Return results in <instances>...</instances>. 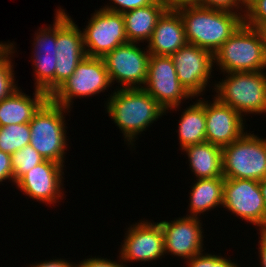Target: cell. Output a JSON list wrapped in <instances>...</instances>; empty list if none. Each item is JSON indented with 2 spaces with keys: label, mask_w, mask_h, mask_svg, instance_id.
<instances>
[{
  "label": "cell",
  "mask_w": 266,
  "mask_h": 267,
  "mask_svg": "<svg viewBox=\"0 0 266 267\" xmlns=\"http://www.w3.org/2000/svg\"><path fill=\"white\" fill-rule=\"evenodd\" d=\"M105 101L108 116L119 127L128 146L166 111L143 88H116Z\"/></svg>",
  "instance_id": "obj_1"
},
{
  "label": "cell",
  "mask_w": 266,
  "mask_h": 267,
  "mask_svg": "<svg viewBox=\"0 0 266 267\" xmlns=\"http://www.w3.org/2000/svg\"><path fill=\"white\" fill-rule=\"evenodd\" d=\"M178 11L187 43L206 49L213 55L244 23L241 14L225 10L194 6Z\"/></svg>",
  "instance_id": "obj_2"
},
{
  "label": "cell",
  "mask_w": 266,
  "mask_h": 267,
  "mask_svg": "<svg viewBox=\"0 0 266 267\" xmlns=\"http://www.w3.org/2000/svg\"><path fill=\"white\" fill-rule=\"evenodd\" d=\"M214 67L221 72H256L266 69L264 31L243 23L214 53ZM216 63V64H215Z\"/></svg>",
  "instance_id": "obj_3"
},
{
  "label": "cell",
  "mask_w": 266,
  "mask_h": 267,
  "mask_svg": "<svg viewBox=\"0 0 266 267\" xmlns=\"http://www.w3.org/2000/svg\"><path fill=\"white\" fill-rule=\"evenodd\" d=\"M50 98L40 107L29 122L30 145L45 160L64 165L67 151V130L64 113L70 112Z\"/></svg>",
  "instance_id": "obj_4"
},
{
  "label": "cell",
  "mask_w": 266,
  "mask_h": 267,
  "mask_svg": "<svg viewBox=\"0 0 266 267\" xmlns=\"http://www.w3.org/2000/svg\"><path fill=\"white\" fill-rule=\"evenodd\" d=\"M224 79L213 84L215 97L234 108L243 118L248 114H266V73H225Z\"/></svg>",
  "instance_id": "obj_5"
},
{
  "label": "cell",
  "mask_w": 266,
  "mask_h": 267,
  "mask_svg": "<svg viewBox=\"0 0 266 267\" xmlns=\"http://www.w3.org/2000/svg\"><path fill=\"white\" fill-rule=\"evenodd\" d=\"M223 177L232 179L266 178V139L248 131L222 148Z\"/></svg>",
  "instance_id": "obj_6"
},
{
  "label": "cell",
  "mask_w": 266,
  "mask_h": 267,
  "mask_svg": "<svg viewBox=\"0 0 266 267\" xmlns=\"http://www.w3.org/2000/svg\"><path fill=\"white\" fill-rule=\"evenodd\" d=\"M103 57L86 56L75 72L49 97L53 102L73 108L74 97H89L108 91L112 87ZM72 105V107H71Z\"/></svg>",
  "instance_id": "obj_7"
},
{
  "label": "cell",
  "mask_w": 266,
  "mask_h": 267,
  "mask_svg": "<svg viewBox=\"0 0 266 267\" xmlns=\"http://www.w3.org/2000/svg\"><path fill=\"white\" fill-rule=\"evenodd\" d=\"M138 46L128 42L103 57L110 81L119 83V89L143 88L146 83L150 52Z\"/></svg>",
  "instance_id": "obj_8"
},
{
  "label": "cell",
  "mask_w": 266,
  "mask_h": 267,
  "mask_svg": "<svg viewBox=\"0 0 266 267\" xmlns=\"http://www.w3.org/2000/svg\"><path fill=\"white\" fill-rule=\"evenodd\" d=\"M143 89L165 110L177 111L181 101L194 97L177 78L171 56L150 54L147 80ZM173 109V110H172Z\"/></svg>",
  "instance_id": "obj_9"
},
{
  "label": "cell",
  "mask_w": 266,
  "mask_h": 267,
  "mask_svg": "<svg viewBox=\"0 0 266 267\" xmlns=\"http://www.w3.org/2000/svg\"><path fill=\"white\" fill-rule=\"evenodd\" d=\"M245 222L266 231V209L260 182L252 179L224 178L223 208Z\"/></svg>",
  "instance_id": "obj_10"
},
{
  "label": "cell",
  "mask_w": 266,
  "mask_h": 267,
  "mask_svg": "<svg viewBox=\"0 0 266 267\" xmlns=\"http://www.w3.org/2000/svg\"><path fill=\"white\" fill-rule=\"evenodd\" d=\"M55 90L75 72L78 64L87 56L82 31L64 9L56 10Z\"/></svg>",
  "instance_id": "obj_11"
},
{
  "label": "cell",
  "mask_w": 266,
  "mask_h": 267,
  "mask_svg": "<svg viewBox=\"0 0 266 267\" xmlns=\"http://www.w3.org/2000/svg\"><path fill=\"white\" fill-rule=\"evenodd\" d=\"M81 31L89 57H104L116 47L128 43L123 15L103 8L91 14L86 28Z\"/></svg>",
  "instance_id": "obj_12"
},
{
  "label": "cell",
  "mask_w": 266,
  "mask_h": 267,
  "mask_svg": "<svg viewBox=\"0 0 266 267\" xmlns=\"http://www.w3.org/2000/svg\"><path fill=\"white\" fill-rule=\"evenodd\" d=\"M179 82L195 98L203 96L210 85L214 57L211 52L187 43L171 55ZM204 91V92H203Z\"/></svg>",
  "instance_id": "obj_13"
},
{
  "label": "cell",
  "mask_w": 266,
  "mask_h": 267,
  "mask_svg": "<svg viewBox=\"0 0 266 267\" xmlns=\"http://www.w3.org/2000/svg\"><path fill=\"white\" fill-rule=\"evenodd\" d=\"M141 221V222H140ZM130 225L121 243L119 256L125 263L153 262L162 259L164 252V236L159 222L140 220Z\"/></svg>",
  "instance_id": "obj_14"
},
{
  "label": "cell",
  "mask_w": 266,
  "mask_h": 267,
  "mask_svg": "<svg viewBox=\"0 0 266 267\" xmlns=\"http://www.w3.org/2000/svg\"><path fill=\"white\" fill-rule=\"evenodd\" d=\"M64 167L57 162L44 160L25 173L15 185L24 195L38 202L54 205L59 202V198L63 200L65 195L62 187Z\"/></svg>",
  "instance_id": "obj_15"
},
{
  "label": "cell",
  "mask_w": 266,
  "mask_h": 267,
  "mask_svg": "<svg viewBox=\"0 0 266 267\" xmlns=\"http://www.w3.org/2000/svg\"><path fill=\"white\" fill-rule=\"evenodd\" d=\"M197 217H177L160 221L164 236V252L181 259H191L204 251L202 222Z\"/></svg>",
  "instance_id": "obj_16"
},
{
  "label": "cell",
  "mask_w": 266,
  "mask_h": 267,
  "mask_svg": "<svg viewBox=\"0 0 266 267\" xmlns=\"http://www.w3.org/2000/svg\"><path fill=\"white\" fill-rule=\"evenodd\" d=\"M204 110L207 142L223 148L245 133L246 118L234 108L221 103L215 96L212 102L204 99Z\"/></svg>",
  "instance_id": "obj_17"
},
{
  "label": "cell",
  "mask_w": 266,
  "mask_h": 267,
  "mask_svg": "<svg viewBox=\"0 0 266 267\" xmlns=\"http://www.w3.org/2000/svg\"><path fill=\"white\" fill-rule=\"evenodd\" d=\"M187 44L183 20L177 10H166L148 41L150 54L171 56Z\"/></svg>",
  "instance_id": "obj_18"
},
{
  "label": "cell",
  "mask_w": 266,
  "mask_h": 267,
  "mask_svg": "<svg viewBox=\"0 0 266 267\" xmlns=\"http://www.w3.org/2000/svg\"><path fill=\"white\" fill-rule=\"evenodd\" d=\"M20 88L0 101V127L29 123L40 107L49 99V96L41 90L35 89L34 96L31 98Z\"/></svg>",
  "instance_id": "obj_19"
},
{
  "label": "cell",
  "mask_w": 266,
  "mask_h": 267,
  "mask_svg": "<svg viewBox=\"0 0 266 267\" xmlns=\"http://www.w3.org/2000/svg\"><path fill=\"white\" fill-rule=\"evenodd\" d=\"M166 10L165 4L162 1L156 0L151 5L123 13L128 42H148L158 20Z\"/></svg>",
  "instance_id": "obj_20"
},
{
  "label": "cell",
  "mask_w": 266,
  "mask_h": 267,
  "mask_svg": "<svg viewBox=\"0 0 266 267\" xmlns=\"http://www.w3.org/2000/svg\"><path fill=\"white\" fill-rule=\"evenodd\" d=\"M189 168L197 179L223 177L222 147L207 141L185 147Z\"/></svg>",
  "instance_id": "obj_21"
},
{
  "label": "cell",
  "mask_w": 266,
  "mask_h": 267,
  "mask_svg": "<svg viewBox=\"0 0 266 267\" xmlns=\"http://www.w3.org/2000/svg\"><path fill=\"white\" fill-rule=\"evenodd\" d=\"M196 180L190 191L189 213L186 216L199 218L201 213L223 206L224 177Z\"/></svg>",
  "instance_id": "obj_22"
},
{
  "label": "cell",
  "mask_w": 266,
  "mask_h": 267,
  "mask_svg": "<svg viewBox=\"0 0 266 267\" xmlns=\"http://www.w3.org/2000/svg\"><path fill=\"white\" fill-rule=\"evenodd\" d=\"M178 123V140L181 150L189 145L206 141V118L204 98H199L187 107L182 113Z\"/></svg>",
  "instance_id": "obj_23"
},
{
  "label": "cell",
  "mask_w": 266,
  "mask_h": 267,
  "mask_svg": "<svg viewBox=\"0 0 266 267\" xmlns=\"http://www.w3.org/2000/svg\"><path fill=\"white\" fill-rule=\"evenodd\" d=\"M32 65L35 76V89L41 90L49 97L55 92V70L57 54H42L33 56Z\"/></svg>",
  "instance_id": "obj_24"
},
{
  "label": "cell",
  "mask_w": 266,
  "mask_h": 267,
  "mask_svg": "<svg viewBox=\"0 0 266 267\" xmlns=\"http://www.w3.org/2000/svg\"><path fill=\"white\" fill-rule=\"evenodd\" d=\"M29 123L10 124L0 127V150L12 155L30 144Z\"/></svg>",
  "instance_id": "obj_25"
},
{
  "label": "cell",
  "mask_w": 266,
  "mask_h": 267,
  "mask_svg": "<svg viewBox=\"0 0 266 267\" xmlns=\"http://www.w3.org/2000/svg\"><path fill=\"white\" fill-rule=\"evenodd\" d=\"M14 43H3L0 46V101L8 97L13 91L18 88L15 82L14 65L12 63L14 50Z\"/></svg>",
  "instance_id": "obj_26"
},
{
  "label": "cell",
  "mask_w": 266,
  "mask_h": 267,
  "mask_svg": "<svg viewBox=\"0 0 266 267\" xmlns=\"http://www.w3.org/2000/svg\"><path fill=\"white\" fill-rule=\"evenodd\" d=\"M45 159L30 144L11 155L14 184L30 169Z\"/></svg>",
  "instance_id": "obj_27"
},
{
  "label": "cell",
  "mask_w": 266,
  "mask_h": 267,
  "mask_svg": "<svg viewBox=\"0 0 266 267\" xmlns=\"http://www.w3.org/2000/svg\"><path fill=\"white\" fill-rule=\"evenodd\" d=\"M33 55L40 56L42 54H57L56 49V15L53 26L39 28L35 33L33 41Z\"/></svg>",
  "instance_id": "obj_28"
},
{
  "label": "cell",
  "mask_w": 266,
  "mask_h": 267,
  "mask_svg": "<svg viewBox=\"0 0 266 267\" xmlns=\"http://www.w3.org/2000/svg\"><path fill=\"white\" fill-rule=\"evenodd\" d=\"M244 23L266 31V0H251L247 4Z\"/></svg>",
  "instance_id": "obj_29"
},
{
  "label": "cell",
  "mask_w": 266,
  "mask_h": 267,
  "mask_svg": "<svg viewBox=\"0 0 266 267\" xmlns=\"http://www.w3.org/2000/svg\"><path fill=\"white\" fill-rule=\"evenodd\" d=\"M187 267H240L238 263L215 254L200 253L185 261Z\"/></svg>",
  "instance_id": "obj_30"
},
{
  "label": "cell",
  "mask_w": 266,
  "mask_h": 267,
  "mask_svg": "<svg viewBox=\"0 0 266 267\" xmlns=\"http://www.w3.org/2000/svg\"><path fill=\"white\" fill-rule=\"evenodd\" d=\"M200 6L234 13L238 12V14H241L243 17L245 16L247 8V5L243 0H200Z\"/></svg>",
  "instance_id": "obj_31"
},
{
  "label": "cell",
  "mask_w": 266,
  "mask_h": 267,
  "mask_svg": "<svg viewBox=\"0 0 266 267\" xmlns=\"http://www.w3.org/2000/svg\"><path fill=\"white\" fill-rule=\"evenodd\" d=\"M109 1H111V3H109L110 5L103 6L102 7L103 9L123 14L125 12L134 10L139 7L151 5L156 0H109Z\"/></svg>",
  "instance_id": "obj_32"
},
{
  "label": "cell",
  "mask_w": 266,
  "mask_h": 267,
  "mask_svg": "<svg viewBox=\"0 0 266 267\" xmlns=\"http://www.w3.org/2000/svg\"><path fill=\"white\" fill-rule=\"evenodd\" d=\"M119 259L118 261H113L107 258H102L98 256L96 258V256H91L90 258L84 259V261L82 260L81 262L79 261L77 263L78 267H128L124 264L125 262L121 259L120 256Z\"/></svg>",
  "instance_id": "obj_33"
},
{
  "label": "cell",
  "mask_w": 266,
  "mask_h": 267,
  "mask_svg": "<svg viewBox=\"0 0 266 267\" xmlns=\"http://www.w3.org/2000/svg\"><path fill=\"white\" fill-rule=\"evenodd\" d=\"M7 179L14 183L11 155L0 150V182Z\"/></svg>",
  "instance_id": "obj_34"
},
{
  "label": "cell",
  "mask_w": 266,
  "mask_h": 267,
  "mask_svg": "<svg viewBox=\"0 0 266 267\" xmlns=\"http://www.w3.org/2000/svg\"><path fill=\"white\" fill-rule=\"evenodd\" d=\"M168 10H179L184 7L200 6V0H163Z\"/></svg>",
  "instance_id": "obj_35"
},
{
  "label": "cell",
  "mask_w": 266,
  "mask_h": 267,
  "mask_svg": "<svg viewBox=\"0 0 266 267\" xmlns=\"http://www.w3.org/2000/svg\"><path fill=\"white\" fill-rule=\"evenodd\" d=\"M74 262H70V261H67L65 259H53V260H45L43 262H39V263H36L35 264H30L29 267H78V264L74 263Z\"/></svg>",
  "instance_id": "obj_36"
},
{
  "label": "cell",
  "mask_w": 266,
  "mask_h": 267,
  "mask_svg": "<svg viewBox=\"0 0 266 267\" xmlns=\"http://www.w3.org/2000/svg\"><path fill=\"white\" fill-rule=\"evenodd\" d=\"M260 240H259V261L260 267H266V231H260Z\"/></svg>",
  "instance_id": "obj_37"
},
{
  "label": "cell",
  "mask_w": 266,
  "mask_h": 267,
  "mask_svg": "<svg viewBox=\"0 0 266 267\" xmlns=\"http://www.w3.org/2000/svg\"><path fill=\"white\" fill-rule=\"evenodd\" d=\"M260 189H261L262 197L264 199V206L266 209V178L260 181Z\"/></svg>",
  "instance_id": "obj_38"
},
{
  "label": "cell",
  "mask_w": 266,
  "mask_h": 267,
  "mask_svg": "<svg viewBox=\"0 0 266 267\" xmlns=\"http://www.w3.org/2000/svg\"><path fill=\"white\" fill-rule=\"evenodd\" d=\"M245 4L247 5L251 0H243Z\"/></svg>",
  "instance_id": "obj_39"
}]
</instances>
